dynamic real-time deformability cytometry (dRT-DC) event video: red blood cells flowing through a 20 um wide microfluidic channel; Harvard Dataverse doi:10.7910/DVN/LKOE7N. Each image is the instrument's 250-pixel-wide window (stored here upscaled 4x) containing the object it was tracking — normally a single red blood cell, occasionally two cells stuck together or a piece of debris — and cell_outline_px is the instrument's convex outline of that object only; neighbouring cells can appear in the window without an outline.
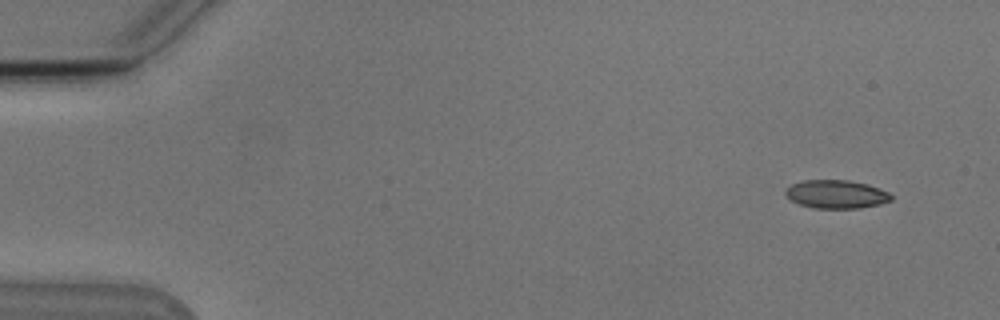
{"species": "Egyptian fruit bat (a non-hibernating species)", "species_latin": "Rousettus aegyptiacus", "temperature_condition": "cold", "stored_images_in_passage": 5, "camera_frame_rate_fps": 3000, "um_per_image_px": 0.085, "animal": {"sex": "male"}, "frame": {"image": 1, "passage_image": 1, "time_ms": 0.0, "image_size_px": [1000, 320], "cell_outline_px": [[892, 200], [880, 204], [860, 208], [812, 208], [800, 204], [792, 200], [784, 192], [792, 184], [804, 180], [848, 180], [868, 184], [880, 188], [888, 192], [892, 196]], "centroid_in_image_um": [71.12, 16.51], "position_along_channel_um": 13.9, "area_um2": 17.4}}
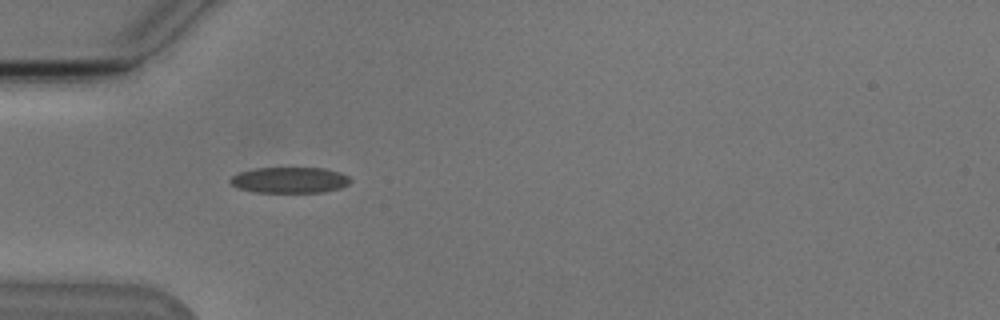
{"frame": {"image": 2, "passage_image": 4, "time_ms": 4.333, "image_size_px": [1000, 320], "cell_outline_px": [[352, 180], [348, 184], [340, 188], [324, 192], [256, 192], [236, 188], [228, 180], [232, 176], [240, 172], [256, 168], [324, 168], [340, 172], [348, 176]], "centroid_in_image_um": [24.62, 15.3], "position_along_channel_um": 60.4, "area_um2": 18.15}}